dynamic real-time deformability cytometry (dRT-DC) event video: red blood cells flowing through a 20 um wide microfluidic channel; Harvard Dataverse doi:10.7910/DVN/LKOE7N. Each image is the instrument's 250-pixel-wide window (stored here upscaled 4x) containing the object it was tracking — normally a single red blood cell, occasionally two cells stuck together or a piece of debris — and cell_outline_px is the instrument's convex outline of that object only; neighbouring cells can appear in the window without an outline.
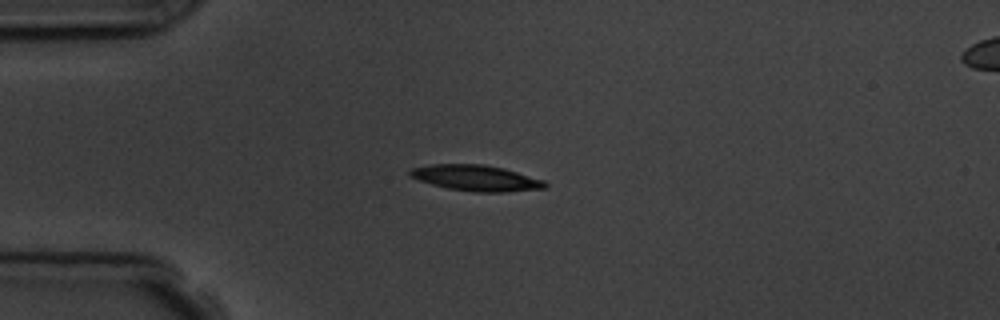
{"species": "common noctule bat (a hibernating species)", "species_latin": "Nyctalus noctula", "temperature_condition": "room temperature", "stored_images_in_passage": 3, "camera_frame_rate_fps": 3000, "um_per_image_px": 0.085, "animal": {"sex": "male", "body_mass_g": 19.5, "forearm_length_mm": 54.6}, "frame": {"image": 1, "passage_image": 1, "time_ms": 0.0, "image_size_px": [1000, 320], "cell_outline_px": [[548, 184], [544, 188], [504, 192], [476, 192], [448, 188], [432, 184], [408, 176], [408, 172], [412, 168], [432, 164], [484, 164], [504, 168], [544, 180]], "centroid_in_image_um": [40.46, 15.12], "position_along_channel_um": 44.5, "area_um2": 20.23}}